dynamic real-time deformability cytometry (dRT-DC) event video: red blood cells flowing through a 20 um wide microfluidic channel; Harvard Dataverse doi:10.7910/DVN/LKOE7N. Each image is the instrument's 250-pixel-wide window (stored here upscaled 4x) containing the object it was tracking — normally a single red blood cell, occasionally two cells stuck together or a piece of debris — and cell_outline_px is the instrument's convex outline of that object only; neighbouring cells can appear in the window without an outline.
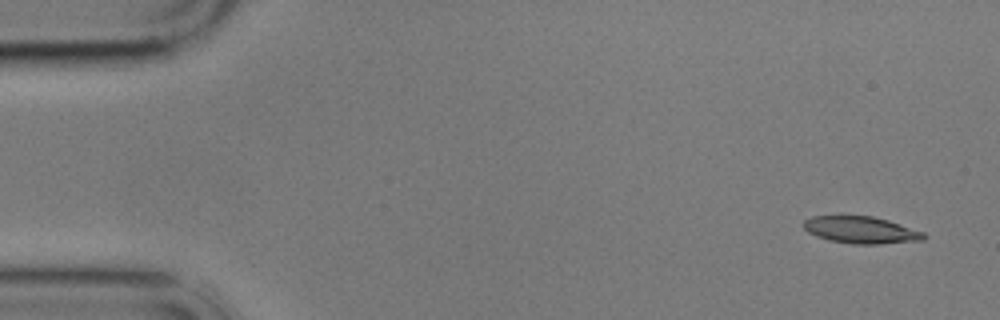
{"species": "common noctule bat (a hibernating species)", "species_latin": "Nyctalus noctula", "temperature_condition": "cold", "stored_images_in_passage": 7, "camera_frame_rate_fps": 3000, "um_per_image_px": 0.085, "animal": {"sex": "male", "body_mass_g": 17.9}, "frame": {"image": 1, "passage_image": 1, "time_ms": 0.0, "image_size_px": [1000, 320], "cell_outline_px": [[928, 236], [924, 240], [880, 244], [852, 244], [828, 240], [816, 236], [808, 232], [804, 228], [804, 220], [812, 216], [872, 216], [888, 220], [924, 232]], "centroid_in_image_um": [73.21, 19.55], "position_along_channel_um": 11.8, "area_um2": 18.96}}
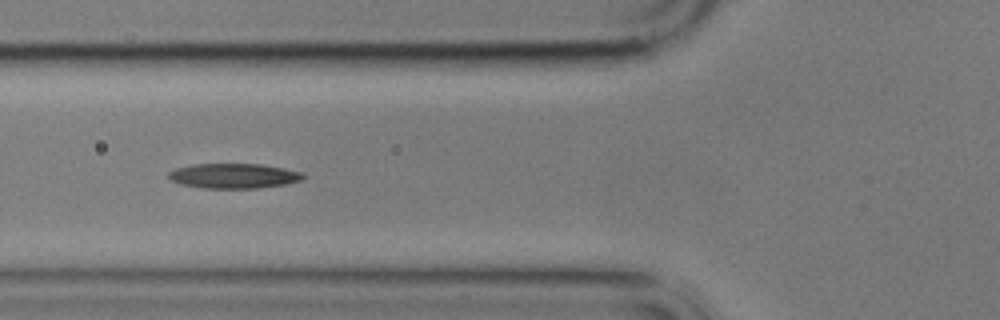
{"frame": {"image": 2, "passage_image": 6, "time_ms": 6.0, "image_size_px": [1000, 320], "cell_outline_px": [[304, 180], [288, 184], [256, 188], [200, 188], [180, 184], [168, 180], [168, 172], [176, 168], [192, 164], [260, 164], [284, 168], [304, 172]], "centroid_in_image_um": [19.87, 14.95], "position_along_channel_um": 105.9, "area_um2": 19.83}}
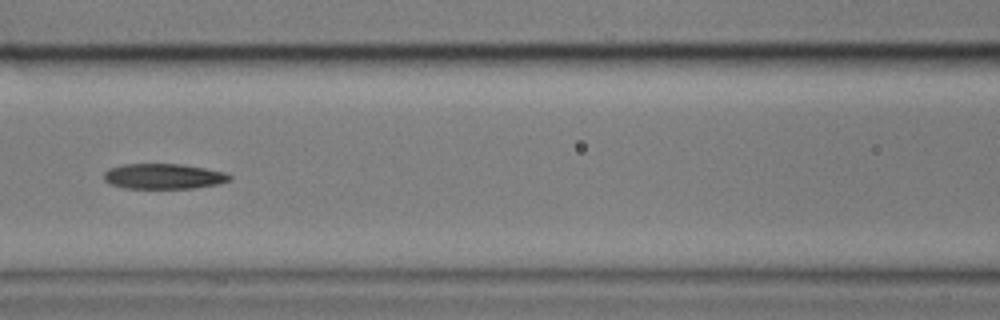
{"frame": {"image": 3, "passage_image": 7, "time_ms": 7.333, "image_size_px": [1000, 320], "cell_outline_px": [[232, 180], [216, 184], [196, 188], [124, 188], [112, 184], [104, 180], [104, 172], [108, 168], [124, 164], [184, 164], [224, 172], [232, 176]], "centroid_in_image_um": [13.9, 14.98], "position_along_channel_um": 152.7, "area_um2": 18.55}}